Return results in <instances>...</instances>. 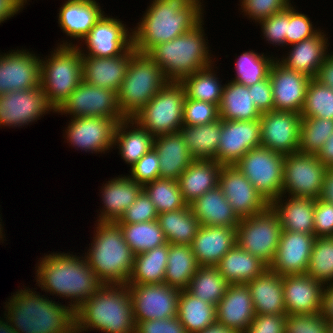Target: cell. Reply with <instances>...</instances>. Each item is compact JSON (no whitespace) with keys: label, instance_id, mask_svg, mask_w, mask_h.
<instances>
[{"label":"cell","instance_id":"89a4df30","mask_svg":"<svg viewBox=\"0 0 333 333\" xmlns=\"http://www.w3.org/2000/svg\"><path fill=\"white\" fill-rule=\"evenodd\" d=\"M316 157L328 168H333V132L316 154Z\"/></svg>","mask_w":333,"mask_h":333},{"label":"cell","instance_id":"a7ac6f4b","mask_svg":"<svg viewBox=\"0 0 333 333\" xmlns=\"http://www.w3.org/2000/svg\"><path fill=\"white\" fill-rule=\"evenodd\" d=\"M321 314L327 321L333 320V283L323 286Z\"/></svg>","mask_w":333,"mask_h":333},{"label":"cell","instance_id":"ee69618b","mask_svg":"<svg viewBox=\"0 0 333 333\" xmlns=\"http://www.w3.org/2000/svg\"><path fill=\"white\" fill-rule=\"evenodd\" d=\"M217 64L199 70L182 79L180 83L185 90L186 98L208 102L219 106L223 94L224 83L218 77ZM217 68V69H216ZM216 69V70H215ZM223 85H222V84Z\"/></svg>","mask_w":333,"mask_h":333},{"label":"cell","instance_id":"e575fe53","mask_svg":"<svg viewBox=\"0 0 333 333\" xmlns=\"http://www.w3.org/2000/svg\"><path fill=\"white\" fill-rule=\"evenodd\" d=\"M189 206L203 226L237 227L240 222L219 186L204 193Z\"/></svg>","mask_w":333,"mask_h":333},{"label":"cell","instance_id":"bcb514c9","mask_svg":"<svg viewBox=\"0 0 333 333\" xmlns=\"http://www.w3.org/2000/svg\"><path fill=\"white\" fill-rule=\"evenodd\" d=\"M229 283L216 266H199L187 290L197 298L217 305L225 295Z\"/></svg>","mask_w":333,"mask_h":333},{"label":"cell","instance_id":"8c879c8a","mask_svg":"<svg viewBox=\"0 0 333 333\" xmlns=\"http://www.w3.org/2000/svg\"><path fill=\"white\" fill-rule=\"evenodd\" d=\"M198 333H236L235 331L224 327L223 325L218 324L217 322L212 326L207 327L203 331Z\"/></svg>","mask_w":333,"mask_h":333},{"label":"cell","instance_id":"c3c4849f","mask_svg":"<svg viewBox=\"0 0 333 333\" xmlns=\"http://www.w3.org/2000/svg\"><path fill=\"white\" fill-rule=\"evenodd\" d=\"M158 213L176 211L185 208L178 180L158 178L143 186Z\"/></svg>","mask_w":333,"mask_h":333},{"label":"cell","instance_id":"cb8c5ba5","mask_svg":"<svg viewBox=\"0 0 333 333\" xmlns=\"http://www.w3.org/2000/svg\"><path fill=\"white\" fill-rule=\"evenodd\" d=\"M315 240L312 234L282 230L269 268L281 276L306 273Z\"/></svg>","mask_w":333,"mask_h":333},{"label":"cell","instance_id":"484cf974","mask_svg":"<svg viewBox=\"0 0 333 333\" xmlns=\"http://www.w3.org/2000/svg\"><path fill=\"white\" fill-rule=\"evenodd\" d=\"M323 286L306 273L283 276L286 315L321 313Z\"/></svg>","mask_w":333,"mask_h":333},{"label":"cell","instance_id":"d6a6232c","mask_svg":"<svg viewBox=\"0 0 333 333\" xmlns=\"http://www.w3.org/2000/svg\"><path fill=\"white\" fill-rule=\"evenodd\" d=\"M315 201L308 197L281 195L270 206L278 214L282 230L314 235Z\"/></svg>","mask_w":333,"mask_h":333},{"label":"cell","instance_id":"34e18365","mask_svg":"<svg viewBox=\"0 0 333 333\" xmlns=\"http://www.w3.org/2000/svg\"><path fill=\"white\" fill-rule=\"evenodd\" d=\"M2 215L0 214V243L2 242V244L4 243V241L6 240L5 238V229H4V224L2 222ZM3 224V225H2ZM4 232V233H3ZM5 238V239H4Z\"/></svg>","mask_w":333,"mask_h":333},{"label":"cell","instance_id":"44dd1931","mask_svg":"<svg viewBox=\"0 0 333 333\" xmlns=\"http://www.w3.org/2000/svg\"><path fill=\"white\" fill-rule=\"evenodd\" d=\"M218 186L240 219L264 211L270 204L235 165H223Z\"/></svg>","mask_w":333,"mask_h":333},{"label":"cell","instance_id":"74e56055","mask_svg":"<svg viewBox=\"0 0 333 333\" xmlns=\"http://www.w3.org/2000/svg\"><path fill=\"white\" fill-rule=\"evenodd\" d=\"M227 82L224 84L218 106L219 118L237 121L260 119L261 113L252 101L251 91L248 87L231 80Z\"/></svg>","mask_w":333,"mask_h":333},{"label":"cell","instance_id":"db71d44e","mask_svg":"<svg viewBox=\"0 0 333 333\" xmlns=\"http://www.w3.org/2000/svg\"><path fill=\"white\" fill-rule=\"evenodd\" d=\"M240 14L249 18L254 23L286 10L292 3L291 0H239ZM242 10V11H241Z\"/></svg>","mask_w":333,"mask_h":333},{"label":"cell","instance_id":"816d5d0a","mask_svg":"<svg viewBox=\"0 0 333 333\" xmlns=\"http://www.w3.org/2000/svg\"><path fill=\"white\" fill-rule=\"evenodd\" d=\"M300 115L333 120V89L311 79Z\"/></svg>","mask_w":333,"mask_h":333},{"label":"cell","instance_id":"94428289","mask_svg":"<svg viewBox=\"0 0 333 333\" xmlns=\"http://www.w3.org/2000/svg\"><path fill=\"white\" fill-rule=\"evenodd\" d=\"M314 235L318 237H333V203L321 200L315 201Z\"/></svg>","mask_w":333,"mask_h":333},{"label":"cell","instance_id":"e7e4bbea","mask_svg":"<svg viewBox=\"0 0 333 333\" xmlns=\"http://www.w3.org/2000/svg\"><path fill=\"white\" fill-rule=\"evenodd\" d=\"M248 89L251 91L252 101L261 114L275 110L269 77L248 86Z\"/></svg>","mask_w":333,"mask_h":333},{"label":"cell","instance_id":"9c48e42d","mask_svg":"<svg viewBox=\"0 0 333 333\" xmlns=\"http://www.w3.org/2000/svg\"><path fill=\"white\" fill-rule=\"evenodd\" d=\"M185 90L169 81L132 119L151 135L177 132L183 126Z\"/></svg>","mask_w":333,"mask_h":333},{"label":"cell","instance_id":"5b68a950","mask_svg":"<svg viewBox=\"0 0 333 333\" xmlns=\"http://www.w3.org/2000/svg\"><path fill=\"white\" fill-rule=\"evenodd\" d=\"M89 249L82 255L98 279L106 285H127L134 253L127 245L117 223L97 222Z\"/></svg>","mask_w":333,"mask_h":333},{"label":"cell","instance_id":"9a60e30c","mask_svg":"<svg viewBox=\"0 0 333 333\" xmlns=\"http://www.w3.org/2000/svg\"><path fill=\"white\" fill-rule=\"evenodd\" d=\"M55 113L41 87L0 95V128H22Z\"/></svg>","mask_w":333,"mask_h":333},{"label":"cell","instance_id":"f907efd6","mask_svg":"<svg viewBox=\"0 0 333 333\" xmlns=\"http://www.w3.org/2000/svg\"><path fill=\"white\" fill-rule=\"evenodd\" d=\"M306 274L323 285L333 283V237L316 238Z\"/></svg>","mask_w":333,"mask_h":333},{"label":"cell","instance_id":"52a82bcc","mask_svg":"<svg viewBox=\"0 0 333 333\" xmlns=\"http://www.w3.org/2000/svg\"><path fill=\"white\" fill-rule=\"evenodd\" d=\"M41 57L40 87L56 111L82 81V53L77 46H57Z\"/></svg>","mask_w":333,"mask_h":333},{"label":"cell","instance_id":"836d02e7","mask_svg":"<svg viewBox=\"0 0 333 333\" xmlns=\"http://www.w3.org/2000/svg\"><path fill=\"white\" fill-rule=\"evenodd\" d=\"M222 166L215 160L192 161L178 179L182 197L188 205L218 186Z\"/></svg>","mask_w":333,"mask_h":333},{"label":"cell","instance_id":"9f6ffc18","mask_svg":"<svg viewBox=\"0 0 333 333\" xmlns=\"http://www.w3.org/2000/svg\"><path fill=\"white\" fill-rule=\"evenodd\" d=\"M256 25L261 27L262 39L266 43L272 44L276 48L278 46L286 47L287 9L261 20Z\"/></svg>","mask_w":333,"mask_h":333},{"label":"cell","instance_id":"8d00e7d4","mask_svg":"<svg viewBox=\"0 0 333 333\" xmlns=\"http://www.w3.org/2000/svg\"><path fill=\"white\" fill-rule=\"evenodd\" d=\"M229 284H247L263 273L269 266L260 258L235 244L216 265Z\"/></svg>","mask_w":333,"mask_h":333},{"label":"cell","instance_id":"11a10c76","mask_svg":"<svg viewBox=\"0 0 333 333\" xmlns=\"http://www.w3.org/2000/svg\"><path fill=\"white\" fill-rule=\"evenodd\" d=\"M219 119L218 106L204 101L186 98L183 110V125L209 124Z\"/></svg>","mask_w":333,"mask_h":333},{"label":"cell","instance_id":"be15d7a7","mask_svg":"<svg viewBox=\"0 0 333 333\" xmlns=\"http://www.w3.org/2000/svg\"><path fill=\"white\" fill-rule=\"evenodd\" d=\"M135 333H188L176 316L136 322Z\"/></svg>","mask_w":333,"mask_h":333},{"label":"cell","instance_id":"ffe728a7","mask_svg":"<svg viewBox=\"0 0 333 333\" xmlns=\"http://www.w3.org/2000/svg\"><path fill=\"white\" fill-rule=\"evenodd\" d=\"M260 120L237 121L221 119L219 148L214 160L234 165L249 150L261 146Z\"/></svg>","mask_w":333,"mask_h":333},{"label":"cell","instance_id":"7bdbcfd3","mask_svg":"<svg viewBox=\"0 0 333 333\" xmlns=\"http://www.w3.org/2000/svg\"><path fill=\"white\" fill-rule=\"evenodd\" d=\"M168 259V243L134 256L127 284L164 283Z\"/></svg>","mask_w":333,"mask_h":333},{"label":"cell","instance_id":"30bf717a","mask_svg":"<svg viewBox=\"0 0 333 333\" xmlns=\"http://www.w3.org/2000/svg\"><path fill=\"white\" fill-rule=\"evenodd\" d=\"M281 233L278 214L269 205L256 215L240 219L236 227V242L243 250L270 266L276 255Z\"/></svg>","mask_w":333,"mask_h":333},{"label":"cell","instance_id":"d4e9b609","mask_svg":"<svg viewBox=\"0 0 333 333\" xmlns=\"http://www.w3.org/2000/svg\"><path fill=\"white\" fill-rule=\"evenodd\" d=\"M136 52L131 45L119 56L96 57L82 54V80L118 93L131 57Z\"/></svg>","mask_w":333,"mask_h":333},{"label":"cell","instance_id":"7402d4cb","mask_svg":"<svg viewBox=\"0 0 333 333\" xmlns=\"http://www.w3.org/2000/svg\"><path fill=\"white\" fill-rule=\"evenodd\" d=\"M268 77L275 110L301 114L311 78L286 68L277 59L272 63Z\"/></svg>","mask_w":333,"mask_h":333},{"label":"cell","instance_id":"f5cc1de1","mask_svg":"<svg viewBox=\"0 0 333 333\" xmlns=\"http://www.w3.org/2000/svg\"><path fill=\"white\" fill-rule=\"evenodd\" d=\"M291 4L287 8L286 47L316 35L321 29L314 26L308 15Z\"/></svg>","mask_w":333,"mask_h":333},{"label":"cell","instance_id":"d6986e66","mask_svg":"<svg viewBox=\"0 0 333 333\" xmlns=\"http://www.w3.org/2000/svg\"><path fill=\"white\" fill-rule=\"evenodd\" d=\"M261 146L281 154L298 152L302 117L296 112L270 111L260 117Z\"/></svg>","mask_w":333,"mask_h":333},{"label":"cell","instance_id":"d590c367","mask_svg":"<svg viewBox=\"0 0 333 333\" xmlns=\"http://www.w3.org/2000/svg\"><path fill=\"white\" fill-rule=\"evenodd\" d=\"M154 136L133 119L117 123L114 134V149L130 168L153 148Z\"/></svg>","mask_w":333,"mask_h":333},{"label":"cell","instance_id":"753ad0ef","mask_svg":"<svg viewBox=\"0 0 333 333\" xmlns=\"http://www.w3.org/2000/svg\"><path fill=\"white\" fill-rule=\"evenodd\" d=\"M4 317V318H3ZM3 317H0V333H17L9 319L3 314ZM6 318V319H5Z\"/></svg>","mask_w":333,"mask_h":333},{"label":"cell","instance_id":"83f0119b","mask_svg":"<svg viewBox=\"0 0 333 333\" xmlns=\"http://www.w3.org/2000/svg\"><path fill=\"white\" fill-rule=\"evenodd\" d=\"M321 29L316 35L287 46L286 48L290 50L288 49L280 58L277 56L276 59L288 69L298 71L311 79L315 78L320 65L332 51L329 48L330 37L323 28Z\"/></svg>","mask_w":333,"mask_h":333},{"label":"cell","instance_id":"ba28073f","mask_svg":"<svg viewBox=\"0 0 333 333\" xmlns=\"http://www.w3.org/2000/svg\"><path fill=\"white\" fill-rule=\"evenodd\" d=\"M168 82L148 54L136 52L117 93L122 115L132 119Z\"/></svg>","mask_w":333,"mask_h":333},{"label":"cell","instance_id":"6f0895ef","mask_svg":"<svg viewBox=\"0 0 333 333\" xmlns=\"http://www.w3.org/2000/svg\"><path fill=\"white\" fill-rule=\"evenodd\" d=\"M159 213L147 193L142 190L135 202L126 209L117 224H133L157 220Z\"/></svg>","mask_w":333,"mask_h":333},{"label":"cell","instance_id":"603a6c76","mask_svg":"<svg viewBox=\"0 0 333 333\" xmlns=\"http://www.w3.org/2000/svg\"><path fill=\"white\" fill-rule=\"evenodd\" d=\"M60 6L57 13L58 26L68 39H62L56 46L79 45L105 13L97 0H64Z\"/></svg>","mask_w":333,"mask_h":333},{"label":"cell","instance_id":"f546056e","mask_svg":"<svg viewBox=\"0 0 333 333\" xmlns=\"http://www.w3.org/2000/svg\"><path fill=\"white\" fill-rule=\"evenodd\" d=\"M235 244L236 227L201 225L191 247L199 266H216Z\"/></svg>","mask_w":333,"mask_h":333},{"label":"cell","instance_id":"03108f58","mask_svg":"<svg viewBox=\"0 0 333 333\" xmlns=\"http://www.w3.org/2000/svg\"><path fill=\"white\" fill-rule=\"evenodd\" d=\"M30 0H0V25L23 11Z\"/></svg>","mask_w":333,"mask_h":333},{"label":"cell","instance_id":"ac0fdd59","mask_svg":"<svg viewBox=\"0 0 333 333\" xmlns=\"http://www.w3.org/2000/svg\"><path fill=\"white\" fill-rule=\"evenodd\" d=\"M6 52L0 53V95L40 86L41 56L23 48Z\"/></svg>","mask_w":333,"mask_h":333},{"label":"cell","instance_id":"8992f818","mask_svg":"<svg viewBox=\"0 0 333 333\" xmlns=\"http://www.w3.org/2000/svg\"><path fill=\"white\" fill-rule=\"evenodd\" d=\"M202 21L193 30L160 43L147 54L161 68L168 81L180 82L185 77L216 63ZM210 47V48H209Z\"/></svg>","mask_w":333,"mask_h":333},{"label":"cell","instance_id":"1f68e13d","mask_svg":"<svg viewBox=\"0 0 333 333\" xmlns=\"http://www.w3.org/2000/svg\"><path fill=\"white\" fill-rule=\"evenodd\" d=\"M256 315L286 314L283 276L267 268L247 283Z\"/></svg>","mask_w":333,"mask_h":333},{"label":"cell","instance_id":"680465c9","mask_svg":"<svg viewBox=\"0 0 333 333\" xmlns=\"http://www.w3.org/2000/svg\"><path fill=\"white\" fill-rule=\"evenodd\" d=\"M284 333H328L321 313L287 315Z\"/></svg>","mask_w":333,"mask_h":333},{"label":"cell","instance_id":"7a4b0ae2","mask_svg":"<svg viewBox=\"0 0 333 333\" xmlns=\"http://www.w3.org/2000/svg\"><path fill=\"white\" fill-rule=\"evenodd\" d=\"M202 0H151L137 25L132 28V46L147 54L160 43L183 35L205 18Z\"/></svg>","mask_w":333,"mask_h":333},{"label":"cell","instance_id":"2644e50d","mask_svg":"<svg viewBox=\"0 0 333 333\" xmlns=\"http://www.w3.org/2000/svg\"><path fill=\"white\" fill-rule=\"evenodd\" d=\"M321 200L333 203V168L326 170L321 195Z\"/></svg>","mask_w":333,"mask_h":333},{"label":"cell","instance_id":"277c9868","mask_svg":"<svg viewBox=\"0 0 333 333\" xmlns=\"http://www.w3.org/2000/svg\"><path fill=\"white\" fill-rule=\"evenodd\" d=\"M133 303L127 285L104 284L75 310V333H135Z\"/></svg>","mask_w":333,"mask_h":333},{"label":"cell","instance_id":"b9f144b4","mask_svg":"<svg viewBox=\"0 0 333 333\" xmlns=\"http://www.w3.org/2000/svg\"><path fill=\"white\" fill-rule=\"evenodd\" d=\"M198 267L199 264L191 246L168 243L165 284L179 290L187 289Z\"/></svg>","mask_w":333,"mask_h":333},{"label":"cell","instance_id":"003e7915","mask_svg":"<svg viewBox=\"0 0 333 333\" xmlns=\"http://www.w3.org/2000/svg\"><path fill=\"white\" fill-rule=\"evenodd\" d=\"M320 84L333 89V51L326 56L314 78Z\"/></svg>","mask_w":333,"mask_h":333},{"label":"cell","instance_id":"3957f363","mask_svg":"<svg viewBox=\"0 0 333 333\" xmlns=\"http://www.w3.org/2000/svg\"><path fill=\"white\" fill-rule=\"evenodd\" d=\"M22 287L3 303L4 314L17 333H75V311L66 302L41 295L37 287Z\"/></svg>","mask_w":333,"mask_h":333},{"label":"cell","instance_id":"2e32d148","mask_svg":"<svg viewBox=\"0 0 333 333\" xmlns=\"http://www.w3.org/2000/svg\"><path fill=\"white\" fill-rule=\"evenodd\" d=\"M135 322L177 316L180 290L165 283L127 284Z\"/></svg>","mask_w":333,"mask_h":333},{"label":"cell","instance_id":"7dc6e473","mask_svg":"<svg viewBox=\"0 0 333 333\" xmlns=\"http://www.w3.org/2000/svg\"><path fill=\"white\" fill-rule=\"evenodd\" d=\"M118 225L123 232L127 245L130 247L134 255L167 243L165 235L157 220Z\"/></svg>","mask_w":333,"mask_h":333},{"label":"cell","instance_id":"f1b7e54d","mask_svg":"<svg viewBox=\"0 0 333 333\" xmlns=\"http://www.w3.org/2000/svg\"><path fill=\"white\" fill-rule=\"evenodd\" d=\"M143 190V186L133 181L127 174L115 176L103 182L100 188L102 208L97 214V222L116 223L123 216Z\"/></svg>","mask_w":333,"mask_h":333},{"label":"cell","instance_id":"6125c7cd","mask_svg":"<svg viewBox=\"0 0 333 333\" xmlns=\"http://www.w3.org/2000/svg\"><path fill=\"white\" fill-rule=\"evenodd\" d=\"M286 314L255 315L244 333H284Z\"/></svg>","mask_w":333,"mask_h":333},{"label":"cell","instance_id":"ab89813d","mask_svg":"<svg viewBox=\"0 0 333 333\" xmlns=\"http://www.w3.org/2000/svg\"><path fill=\"white\" fill-rule=\"evenodd\" d=\"M157 221L167 243L177 245L191 246L201 226L189 205L176 211L159 213Z\"/></svg>","mask_w":333,"mask_h":333},{"label":"cell","instance_id":"7c38bea8","mask_svg":"<svg viewBox=\"0 0 333 333\" xmlns=\"http://www.w3.org/2000/svg\"><path fill=\"white\" fill-rule=\"evenodd\" d=\"M326 170L316 155L299 152L286 154L281 195L318 199Z\"/></svg>","mask_w":333,"mask_h":333},{"label":"cell","instance_id":"60d3db41","mask_svg":"<svg viewBox=\"0 0 333 333\" xmlns=\"http://www.w3.org/2000/svg\"><path fill=\"white\" fill-rule=\"evenodd\" d=\"M177 317L188 333H198L216 323V306L180 290Z\"/></svg>","mask_w":333,"mask_h":333},{"label":"cell","instance_id":"4316f807","mask_svg":"<svg viewBox=\"0 0 333 333\" xmlns=\"http://www.w3.org/2000/svg\"><path fill=\"white\" fill-rule=\"evenodd\" d=\"M255 315L247 284H229L216 305V322L236 333H244Z\"/></svg>","mask_w":333,"mask_h":333},{"label":"cell","instance_id":"91938a15","mask_svg":"<svg viewBox=\"0 0 333 333\" xmlns=\"http://www.w3.org/2000/svg\"><path fill=\"white\" fill-rule=\"evenodd\" d=\"M128 172V176L141 186L160 178L159 156L154 148L143 155Z\"/></svg>","mask_w":333,"mask_h":333},{"label":"cell","instance_id":"8fae6325","mask_svg":"<svg viewBox=\"0 0 333 333\" xmlns=\"http://www.w3.org/2000/svg\"><path fill=\"white\" fill-rule=\"evenodd\" d=\"M284 158V154L260 146L234 165L270 204L282 194Z\"/></svg>","mask_w":333,"mask_h":333},{"label":"cell","instance_id":"e0dca14e","mask_svg":"<svg viewBox=\"0 0 333 333\" xmlns=\"http://www.w3.org/2000/svg\"><path fill=\"white\" fill-rule=\"evenodd\" d=\"M123 22L117 16L114 18L105 12L89 34L77 45L78 49L82 54L96 57L123 54L132 45V28Z\"/></svg>","mask_w":333,"mask_h":333},{"label":"cell","instance_id":"5bb4252c","mask_svg":"<svg viewBox=\"0 0 333 333\" xmlns=\"http://www.w3.org/2000/svg\"><path fill=\"white\" fill-rule=\"evenodd\" d=\"M118 121L114 118L77 117L68 121L63 138L71 148L81 152L106 154L114 147ZM111 150V151H110Z\"/></svg>","mask_w":333,"mask_h":333},{"label":"cell","instance_id":"f6af8a7d","mask_svg":"<svg viewBox=\"0 0 333 333\" xmlns=\"http://www.w3.org/2000/svg\"><path fill=\"white\" fill-rule=\"evenodd\" d=\"M267 53L249 49V51H243L239 56L236 54L237 59L234 64L236 74L234 73L235 76L231 77V81L248 87L266 79L270 67L276 59L275 56Z\"/></svg>","mask_w":333,"mask_h":333},{"label":"cell","instance_id":"f35d334b","mask_svg":"<svg viewBox=\"0 0 333 333\" xmlns=\"http://www.w3.org/2000/svg\"><path fill=\"white\" fill-rule=\"evenodd\" d=\"M193 159L214 160L221 136V118L203 125H183L179 130Z\"/></svg>","mask_w":333,"mask_h":333},{"label":"cell","instance_id":"681fc988","mask_svg":"<svg viewBox=\"0 0 333 333\" xmlns=\"http://www.w3.org/2000/svg\"><path fill=\"white\" fill-rule=\"evenodd\" d=\"M333 132V120L302 117L299 153L316 155Z\"/></svg>","mask_w":333,"mask_h":333},{"label":"cell","instance_id":"6da1fadb","mask_svg":"<svg viewBox=\"0 0 333 333\" xmlns=\"http://www.w3.org/2000/svg\"><path fill=\"white\" fill-rule=\"evenodd\" d=\"M35 266L36 285L46 295L69 300L67 305L74 311L104 285L84 255L50 252L40 257Z\"/></svg>","mask_w":333,"mask_h":333},{"label":"cell","instance_id":"4fadbf2b","mask_svg":"<svg viewBox=\"0 0 333 333\" xmlns=\"http://www.w3.org/2000/svg\"><path fill=\"white\" fill-rule=\"evenodd\" d=\"M58 115L77 117L126 119L119 108L117 92L90 85L83 80L69 98L55 111Z\"/></svg>","mask_w":333,"mask_h":333},{"label":"cell","instance_id":"11e5206c","mask_svg":"<svg viewBox=\"0 0 333 333\" xmlns=\"http://www.w3.org/2000/svg\"><path fill=\"white\" fill-rule=\"evenodd\" d=\"M328 333H333V320L327 321Z\"/></svg>","mask_w":333,"mask_h":333},{"label":"cell","instance_id":"4dcf8cb0","mask_svg":"<svg viewBox=\"0 0 333 333\" xmlns=\"http://www.w3.org/2000/svg\"><path fill=\"white\" fill-rule=\"evenodd\" d=\"M153 148L159 156L160 178L178 180L194 160L180 131L154 136Z\"/></svg>","mask_w":333,"mask_h":333}]
</instances>
